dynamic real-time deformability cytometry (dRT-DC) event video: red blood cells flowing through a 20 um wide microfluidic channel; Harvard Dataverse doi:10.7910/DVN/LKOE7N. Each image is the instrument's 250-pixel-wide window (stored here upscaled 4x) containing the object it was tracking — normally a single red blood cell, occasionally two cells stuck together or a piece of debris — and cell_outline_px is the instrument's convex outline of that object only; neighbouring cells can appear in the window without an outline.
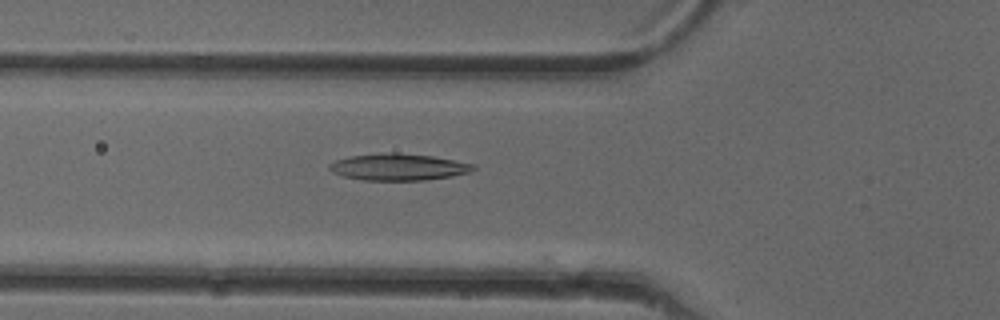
{"species": "common noctule bat (a hibernating species)", "species_latin": "Nyctalus noctula", "temperature_condition": "cold", "stored_images_in_passage": 40, "camera_frame_rate_fps": 3000, "um_per_image_px": 0.085, "animal": {"sex": "female"}, "frame": {"image": 1, "passage_image": 7, "time_ms": 2.0, "image_size_px": [1000, 320], "cell_outline_px": [[476, 168], [472, 172], [452, 176], [424, 180], [364, 180], [344, 176], [332, 172], [328, 168], [328, 164], [336, 160], [348, 156], [392, 152], [396, 152], [432, 156], [476, 164]], "centroid_in_image_um": [33.89, 14.19], "position_along_channel_um": 91.9, "area_um2": 22.48}}
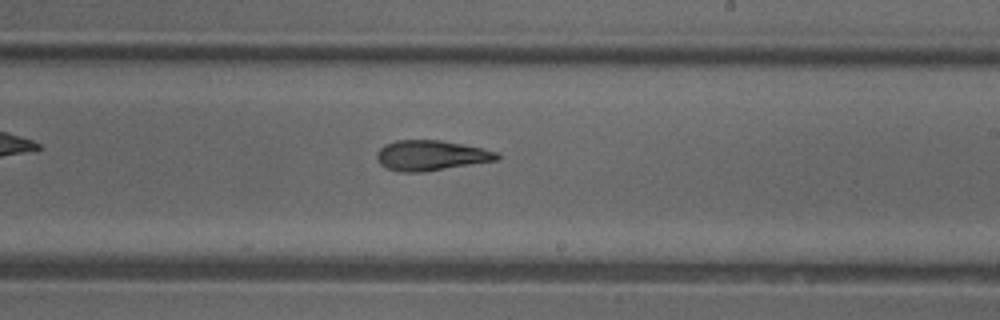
{"frame": {"image": 2, "passage_image": 19, "time_ms": 6.0, "image_size_px": [1000, 320], "cell_outline_px": [[500, 160], [420, 172], [400, 172], [388, 168], [380, 164], [376, 160], [376, 152], [384, 144], [396, 140], [440, 140], [480, 148], [496, 152], [500, 156]], "centroid_in_image_um": [36.59, 13.21], "position_along_channel_um": 252.4, "area_um2": 21.04}}
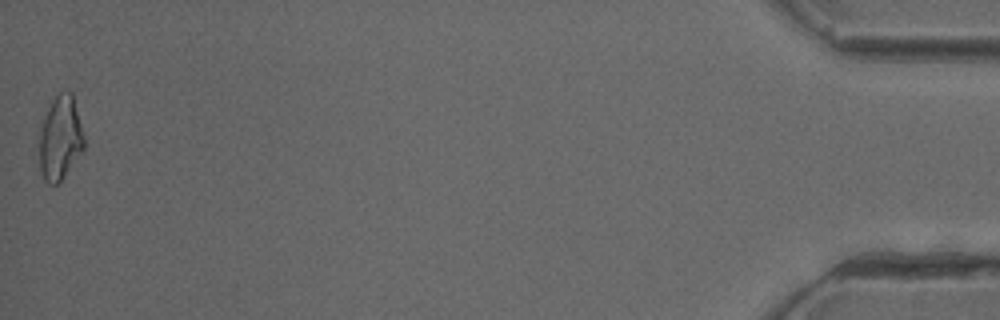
{"frame": {"image": 3, "passage_image": 40, "time_ms": 13.0, "image_size_px": [1000, 320], "cell_outline_px": [[84, 148], [60, 180], [56, 184], [48, 184], [44, 180], [40, 172], [40, 124], [52, 100], [60, 92], [68, 88], [72, 92], [84, 136]], "centroid_in_image_um": [5.11, 11.69], "position_along_channel_um": 430.1, "area_um2": 21.73}, "authors_computed_cell_mechanics": {"area_um2": 21.386, "velocity_mm_per_s": 3.9867, "shape_relaxation_time_tau1_ms": null, "shape_relaxation_time_tau2_ms": 1.3422, "deformation_change_tau1": null, "deformation_change_tau2": 0.0905}}